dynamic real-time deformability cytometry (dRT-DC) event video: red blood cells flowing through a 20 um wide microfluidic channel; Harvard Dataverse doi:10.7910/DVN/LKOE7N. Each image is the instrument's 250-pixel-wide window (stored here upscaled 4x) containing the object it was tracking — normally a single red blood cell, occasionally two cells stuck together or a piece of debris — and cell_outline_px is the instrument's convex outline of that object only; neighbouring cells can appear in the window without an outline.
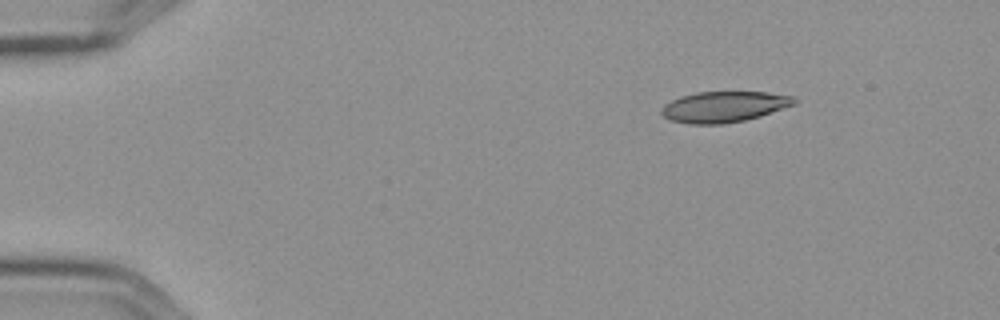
{"species": "Egyptian fruit bat (a non-hibernating species)", "species_latin": "Rousettus aegyptiacus", "temperature_condition": "cold", "stored_images_in_passage": 4, "camera_frame_rate_fps": 3000, "um_per_image_px": 0.085, "frame": {"image": 1, "passage_image": 4, "time_ms": 1.0, "image_size_px": [1000, 320], "cell_outline_px": [[800, 100], [796, 104], [760, 116], [744, 120], [724, 124], [688, 124], [672, 120], [664, 116], [660, 112], [660, 108], [664, 104], [680, 96], [696, 92], [768, 92], [792, 96]], "centroid_in_image_um": [61.55, 9.07], "position_along_channel_um": 23.4, "area_um2": 23.99}}